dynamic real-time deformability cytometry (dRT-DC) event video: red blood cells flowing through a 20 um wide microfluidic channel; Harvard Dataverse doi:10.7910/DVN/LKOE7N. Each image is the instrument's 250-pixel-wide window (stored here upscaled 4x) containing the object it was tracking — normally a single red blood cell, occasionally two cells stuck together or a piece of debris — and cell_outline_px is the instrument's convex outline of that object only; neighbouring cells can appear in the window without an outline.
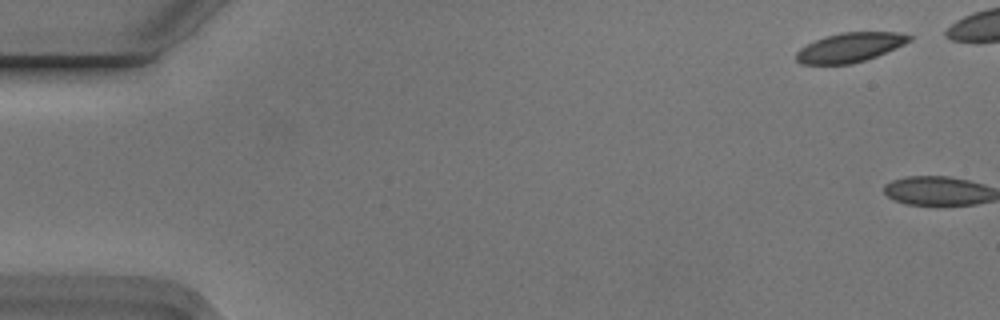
{"species": "Egyptian fruit bat (a non-hibernating species)", "species_latin": "Rousettus aegyptiacus", "temperature_condition": "cold", "stored_images_in_passage": 2, "camera_frame_rate_fps": 3000, "um_per_image_px": 0.085, "animal": {"sex": "male"}, "frame": {"image": 1, "passage_image": 1, "time_ms": 0.0, "image_size_px": [1000, 320], "cell_outline_px": [[912, 40], [896, 48], [876, 56], [852, 64], [800, 64], [796, 60], [796, 52], [800, 48], [824, 36], [840, 32], [896, 32], [912, 36]], "centroid_in_image_um": [72.23, 4.03], "position_along_channel_um": 12.8, "area_um2": 19.31}}